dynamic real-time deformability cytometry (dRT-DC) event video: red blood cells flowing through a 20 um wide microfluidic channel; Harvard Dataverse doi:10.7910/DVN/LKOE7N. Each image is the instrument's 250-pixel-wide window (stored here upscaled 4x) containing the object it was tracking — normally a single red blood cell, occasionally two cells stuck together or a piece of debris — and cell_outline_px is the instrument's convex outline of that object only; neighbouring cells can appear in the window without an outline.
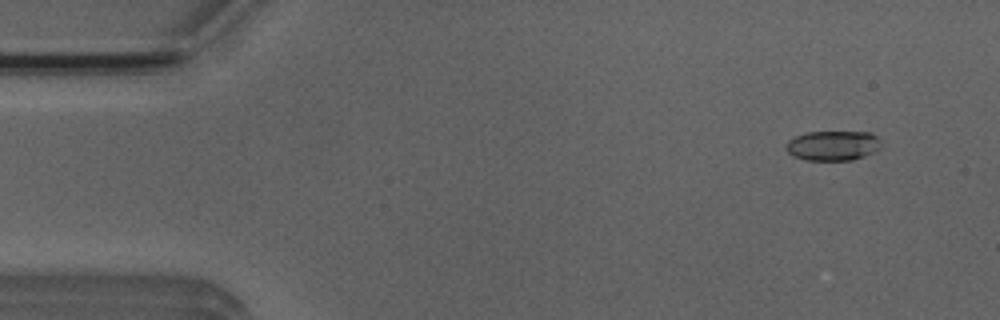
{"species": "Egyptian fruit bat (a non-hibernating species)", "species_latin": "Rousettus aegyptiacus", "temperature_condition": "room temperature", "stored_images_in_passage": 52, "camera_frame_rate_fps": 3000, "um_per_image_px": 0.085, "animal": {"sex": "male"}, "frame": {"image": 1, "passage_image": 4, "time_ms": 1.0, "image_size_px": [1000, 320], "cell_outline_px": [[880, 144], [872, 152], [864, 156], [852, 160], [808, 160], [792, 156], [784, 148], [784, 144], [788, 140], [796, 136], [808, 132], [872, 132], [880, 140]], "centroid_in_image_um": [70.73, 12.37], "position_along_channel_um": 14.3, "area_um2": 16.47}}
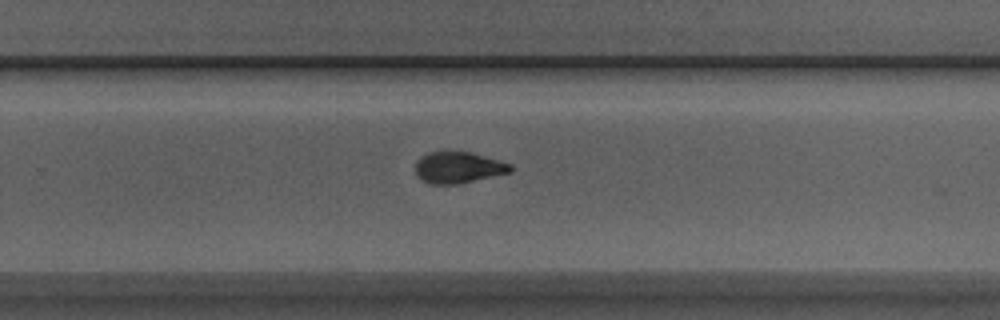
{"frame": {"image": 2, "passage_image": 33, "time_ms": 10.667, "image_size_px": [1000, 320], "cell_outline_px": [[512, 172], [460, 184], [428, 184], [416, 176], [416, 164], [420, 156], [432, 152], [472, 152], [512, 164]], "centroid_in_image_um": [38.97, 14.25], "position_along_channel_um": 290.8, "area_um2": 17.46}}
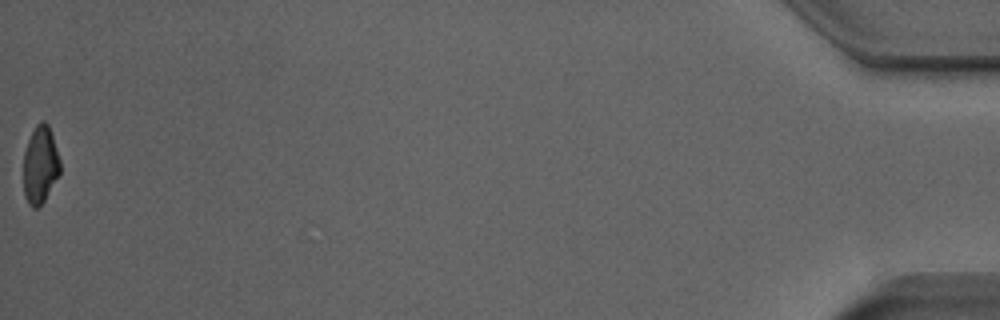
{"frame": {"image": 3, "passage_image": 52, "time_ms": 17.0, "image_size_px": [1000, 320], "cell_outline_px": [[60, 172], [44, 200], [36, 208], [32, 208], [28, 204], [24, 196], [24, 152], [28, 140], [36, 124], [40, 120], [44, 120], [48, 124], [60, 160]], "centroid_in_image_um": [3.41, 14.0], "position_along_channel_um": 431.8, "area_um2": 16.36}, "authors_computed_cell_mechanics": {"area_um2": 17.4556, "velocity_mm_per_s": 3.9281, "shape_relaxation_time_tau1_ms": 4.9825, "shape_relaxation_time_tau2_ms": 2.4132, "deformation_change_tau1": 0.177, "deformation_change_tau2": 0.0803}}